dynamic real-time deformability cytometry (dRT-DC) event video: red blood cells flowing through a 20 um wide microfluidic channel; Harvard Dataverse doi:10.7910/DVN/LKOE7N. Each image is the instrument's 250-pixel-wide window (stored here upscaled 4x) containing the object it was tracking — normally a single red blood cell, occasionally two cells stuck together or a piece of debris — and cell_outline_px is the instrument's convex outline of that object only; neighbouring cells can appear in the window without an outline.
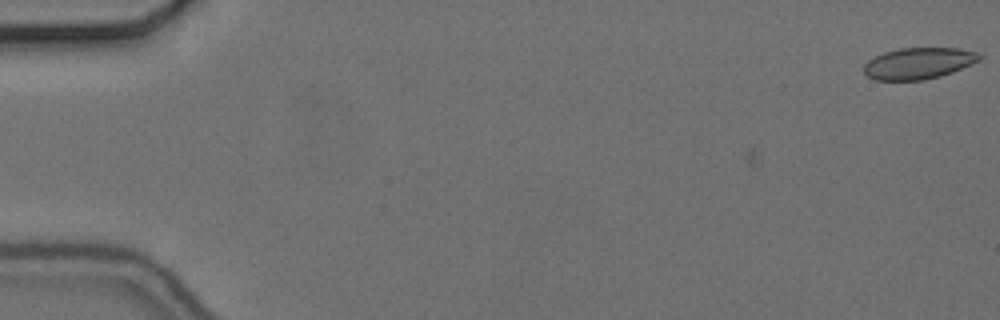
{"species": "common noctule bat (a hibernating species)", "species_latin": "Nyctalus noctula", "temperature_condition": "cold", "stored_images_in_passage": 6, "camera_frame_rate_fps": 3000, "um_per_image_px": 0.085, "animal": {"sex": "female", "body_mass_g": 24.6, "forearm_length_mm": 56.2}, "frame": {"image": 1, "passage_image": 6, "time_ms": 1.667, "image_size_px": [1000, 320], "cell_outline_px": [[984, 56], [980, 60], [952, 72], [940, 76], [924, 80], [876, 80], [868, 76], [864, 72], [864, 64], [868, 60], [884, 52], [900, 48], [956, 48], [976, 52]], "centroid_in_image_um": [78.08, 5.38], "position_along_channel_um": 6.9, "area_um2": 21.04}}